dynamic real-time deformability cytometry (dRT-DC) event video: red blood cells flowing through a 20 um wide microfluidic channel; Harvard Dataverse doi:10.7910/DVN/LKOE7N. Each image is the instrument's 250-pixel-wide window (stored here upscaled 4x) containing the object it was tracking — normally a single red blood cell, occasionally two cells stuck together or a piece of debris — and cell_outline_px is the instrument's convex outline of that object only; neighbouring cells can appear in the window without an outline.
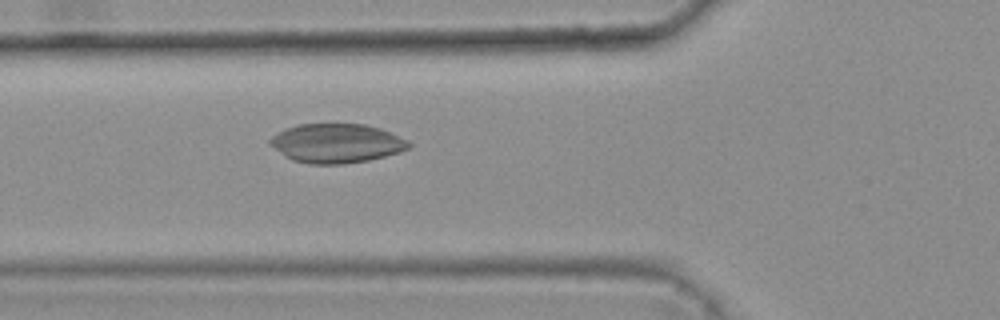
{"species": "common noctule bat (a hibernating species)", "species_latin": "Nyctalus noctula", "temperature_condition": "warm", "stored_images_in_passage": 3, "camera_frame_rate_fps": 3000, "um_per_image_px": 0.085, "animal": {"sex": "female", "body_mass_g": 25.1}, "frame": {"image": 1, "passage_image": 3, "time_ms": 0.667, "image_size_px": [1000, 320], "cell_outline_px": [[412, 144], [408, 148], [400, 152], [368, 160], [344, 164], [308, 164], [292, 160], [284, 156], [268, 144], [268, 140], [272, 136], [296, 124], [364, 124], [380, 128], [408, 140]], "centroid_in_image_um": [28.59, 12.18], "position_along_channel_um": 97.2, "area_um2": 31.67}}